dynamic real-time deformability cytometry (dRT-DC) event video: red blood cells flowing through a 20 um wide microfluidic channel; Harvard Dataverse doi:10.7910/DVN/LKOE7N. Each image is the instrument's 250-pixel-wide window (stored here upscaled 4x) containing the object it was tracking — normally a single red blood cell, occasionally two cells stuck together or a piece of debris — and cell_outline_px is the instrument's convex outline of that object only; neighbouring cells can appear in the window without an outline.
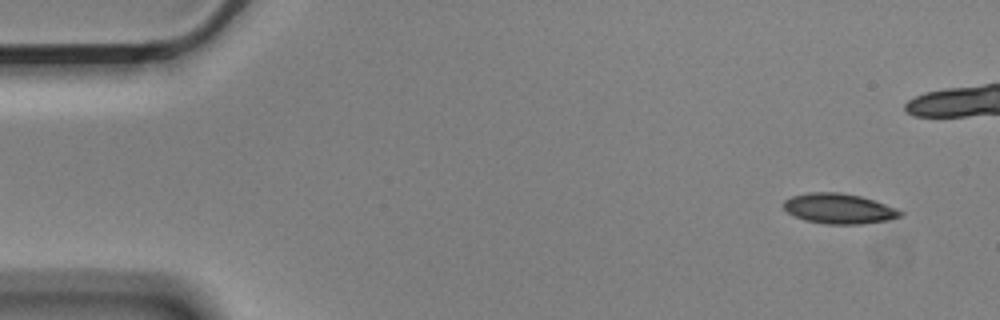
{"species": "Egyptian fruit bat (a non-hibernating species)", "species_latin": "Rousettus aegyptiacus", "temperature_condition": "cold", "stored_images_in_passage": 17, "camera_frame_rate_fps": 3000, "um_per_image_px": 0.085, "animal": {"sex": "male"}, "frame": {"image": 1, "passage_image": 1, "time_ms": 0.0, "image_size_px": [1000, 320], "cell_outline_px": [[904, 212], [900, 216], [888, 220], [864, 224], [824, 224], [804, 220], [788, 212], [784, 208], [784, 200], [792, 196], [808, 192], [840, 192], [860, 196], [896, 208]], "centroid_in_image_um": [71.3, 17.73], "position_along_channel_um": 13.7, "area_um2": 20.46}}